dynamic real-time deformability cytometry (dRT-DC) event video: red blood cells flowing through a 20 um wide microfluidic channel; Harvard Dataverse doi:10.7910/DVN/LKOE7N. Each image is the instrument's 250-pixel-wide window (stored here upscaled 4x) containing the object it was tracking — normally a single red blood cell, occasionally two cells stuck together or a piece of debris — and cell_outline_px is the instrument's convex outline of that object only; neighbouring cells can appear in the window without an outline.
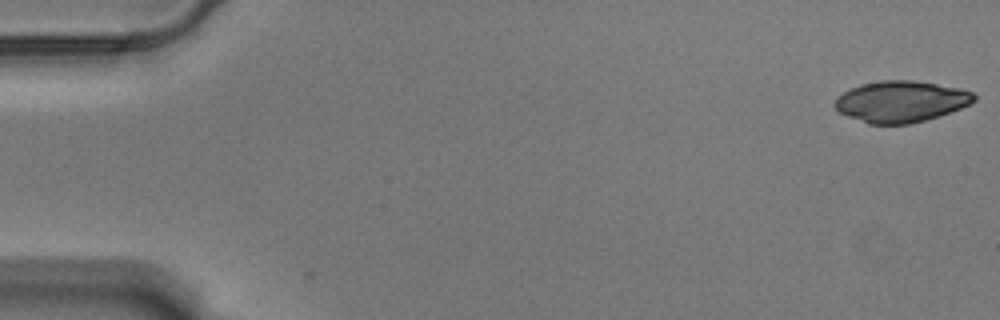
{"species": "Egyptian fruit bat (a non-hibernating species)", "species_latin": "Rousettus aegyptiacus", "temperature_condition": "warm", "stored_images_in_passage": 58, "camera_frame_rate_fps": 3000, "um_per_image_px": 0.085, "animal": {"sex": "male"}, "frame": {"image": 1, "passage_image": 1, "time_ms": 0.0, "image_size_px": [1000, 320], "cell_outline_px": [[976, 100], [960, 108], [940, 116], [912, 124], [868, 124], [848, 116], [840, 112], [832, 104], [836, 96], [860, 84], [880, 80], [912, 80], [960, 88], [972, 92], [976, 96]], "centroid_in_image_um": [76.56, 8.63], "position_along_channel_um": 8.4, "area_um2": 33.58}}